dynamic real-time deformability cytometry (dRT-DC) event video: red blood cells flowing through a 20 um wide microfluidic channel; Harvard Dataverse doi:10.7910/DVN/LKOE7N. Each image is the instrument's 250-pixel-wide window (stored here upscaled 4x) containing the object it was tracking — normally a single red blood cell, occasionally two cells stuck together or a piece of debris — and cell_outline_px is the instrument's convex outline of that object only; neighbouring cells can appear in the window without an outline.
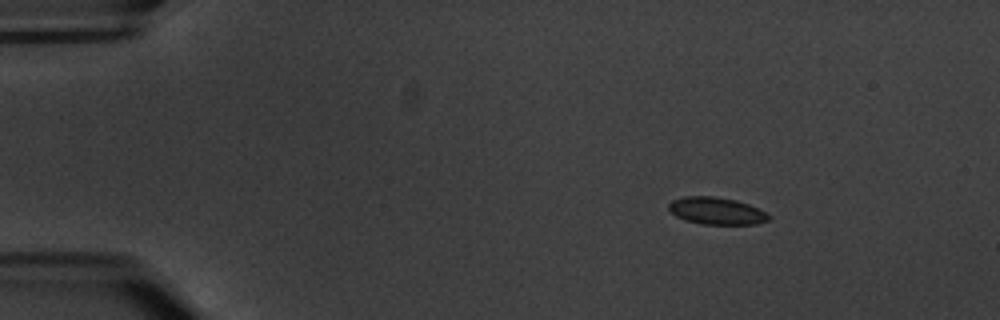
{"species": "common noctule bat (a hibernating species)", "species_latin": "Nyctalus noctula", "temperature_condition": "warm", "stored_images_in_passage": 4, "camera_frame_rate_fps": 3000, "um_per_image_px": 0.085, "animal": {"sex": "male", "body_mass_g": 20.1, "forearm_length_mm": 53.5}, "frame": {"image": 1, "passage_image": 2, "time_ms": 1.333, "image_size_px": [1000, 320], "cell_outline_px": [[772, 216], [768, 220], [756, 224], [704, 224], [684, 220], [676, 216], [668, 208], [668, 204], [672, 200], [684, 196], [716, 196], [736, 200], [748, 204], [768, 212]], "centroid_in_image_um": [60.92, 17.92], "position_along_channel_um": 24.1, "area_um2": 15.95}}